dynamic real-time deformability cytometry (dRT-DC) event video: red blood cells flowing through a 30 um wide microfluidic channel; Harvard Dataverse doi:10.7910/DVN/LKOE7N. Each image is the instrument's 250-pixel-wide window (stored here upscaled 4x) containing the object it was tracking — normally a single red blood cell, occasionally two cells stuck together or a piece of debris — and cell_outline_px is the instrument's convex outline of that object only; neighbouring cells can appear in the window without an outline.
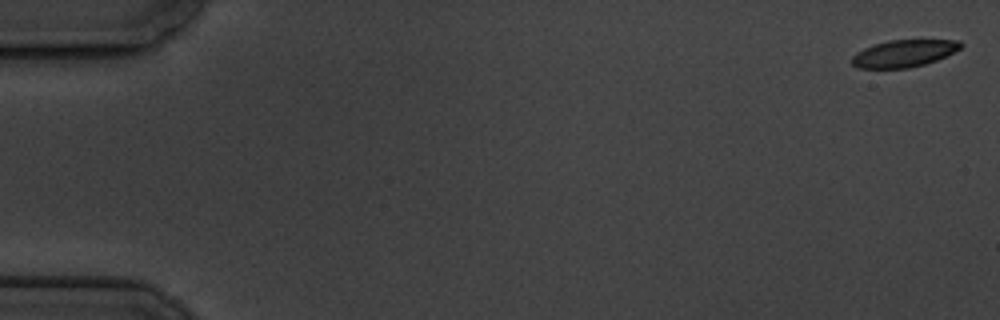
{"species": "common noctule bat (a hibernating species)", "species_latin": "Nyctalus noctula", "temperature_condition": "cold", "stored_images_in_passage": 10, "camera_frame_rate_fps": 3000, "um_per_image_px": 0.085, "animal": {"sex": "male", "body_mass_g": 19.5, "forearm_length_mm": 54.6}, "frame": {"image": 1, "passage_image": 1, "time_ms": 0.0, "image_size_px": [1000, 320], "cell_outline_px": [[964, 44], [960, 48], [936, 60], [924, 64], [908, 68], [856, 68], [852, 64], [852, 56], [856, 52], [872, 44], [888, 40], [960, 40]], "centroid_in_image_um": [76.79, 4.53], "position_along_channel_um": 8.2, "area_um2": 17.17}}
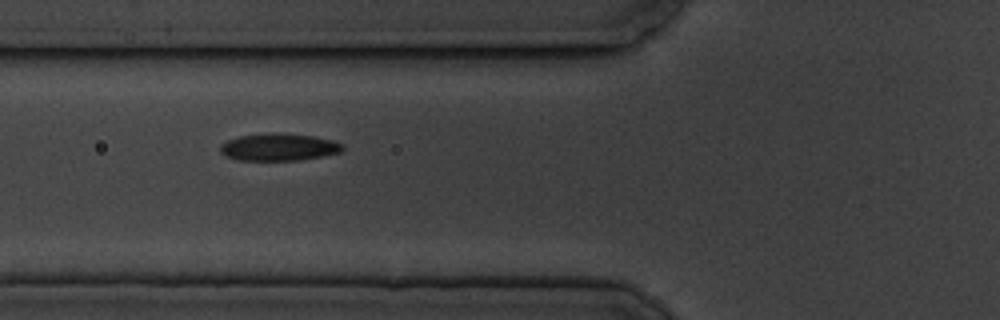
{"frame": {"image": 2, "passage_image": 7, "time_ms": 7.0, "image_size_px": [1000, 320], "cell_outline_px": [[344, 148], [340, 152], [324, 156], [300, 160], [236, 160], [220, 152], [220, 144], [228, 140], [240, 136], [280, 132], [312, 136], [332, 140], [344, 144]], "centroid_in_image_um": [23.72, 12.5], "position_along_channel_um": 102.1, "area_um2": 19.42}}
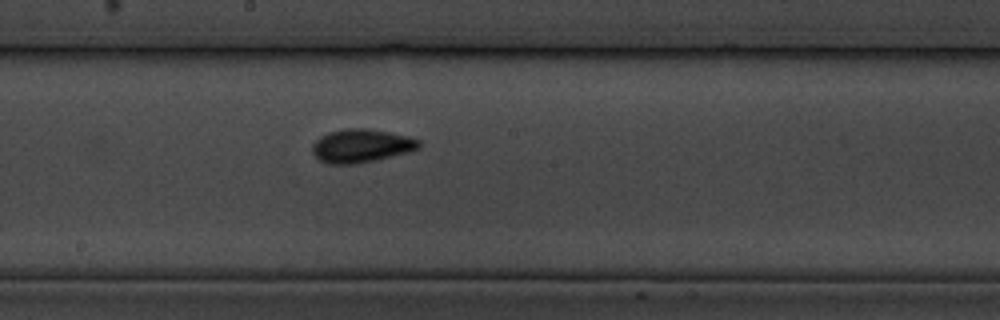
{"frame": {"image": 3, "passage_image": 10, "time_ms": 10.333, "image_size_px": [1000, 320], "cell_outline_px": [[424, 144], [420, 148], [408, 152], [376, 160], [356, 164], [328, 164], [320, 160], [312, 152], [312, 144], [320, 136], [328, 132], [348, 128], [368, 128], [408, 136], [420, 140]], "centroid_in_image_um": [30.73, 12.39], "position_along_channel_um": 217.5, "area_um2": 20.92}}